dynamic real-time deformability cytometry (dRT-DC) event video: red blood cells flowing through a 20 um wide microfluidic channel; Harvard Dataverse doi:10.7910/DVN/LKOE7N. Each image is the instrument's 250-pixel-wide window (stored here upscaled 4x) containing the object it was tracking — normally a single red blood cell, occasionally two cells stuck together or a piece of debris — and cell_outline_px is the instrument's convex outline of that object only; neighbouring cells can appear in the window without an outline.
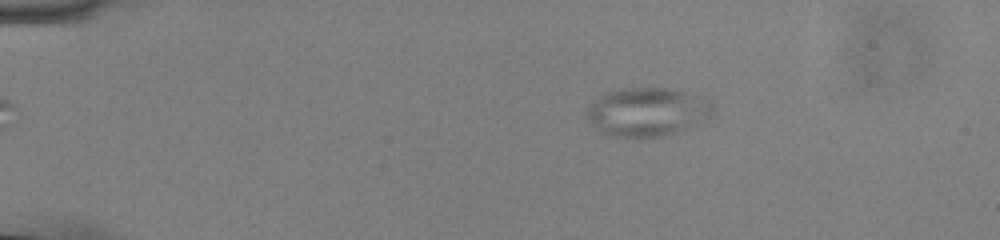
{"species": "common noctule bat (a hibernating species)", "species_latin": "Nyctalus noctula", "temperature_condition": "cold", "stored_images_in_passage": 55, "camera_frame_rate_fps": 3000, "um_per_image_px": 0.085, "animal": {"sex": "male", "body_mass_g": 13.0, "forearm_length_mm": 53.1}, "frame": {"image": 1, "passage_image": 10, "time_ms": 3.0, "image_size_px": [1000, 240], "cell_outline_px": [[716, 108], [708, 116], [692, 128], [660, 136], [608, 136], [600, 132], [592, 124], [588, 116], [588, 104], [604, 92], [624, 88], [676, 88], [708, 96], [712, 100]], "centroid_in_image_um": [55.1, 9.47], "position_along_channel_um": 29.9, "area_um2": 36.3}}
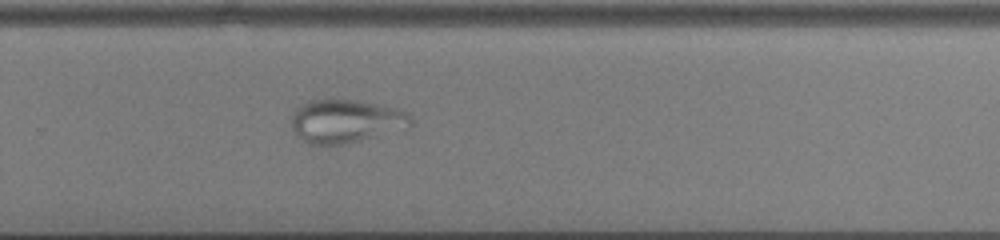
{"frame": {"image": 2, "passage_image": 38, "time_ms": 12.333, "image_size_px": [1000, 240], "cell_outline_px": [[412, 124], [408, 128], [344, 144], [308, 144], [296, 136], [292, 128], [292, 112], [296, 108], [312, 100], [356, 100], [396, 108], [408, 112], [412, 116]], "centroid_in_image_um": [29.4, 10.3], "position_along_channel_um": 300.4, "area_um2": 30.06}}
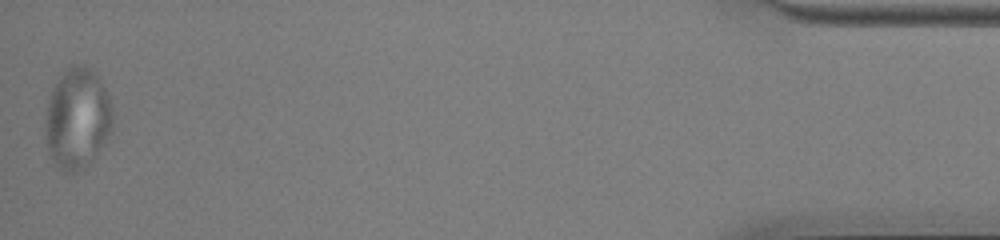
{"frame": {"image": 3, "passage_image": 55, "time_ms": 18.0, "image_size_px": [1000, 240], "cell_outline_px": [[112, 132], [88, 164], [76, 172], [68, 172], [60, 168], [56, 164], [48, 152], [44, 136], [44, 124], [48, 96], [52, 88], [60, 76], [72, 64], [84, 64], [92, 68], [96, 72], [112, 104]], "centroid_in_image_um": [6.55, 10.03], "position_along_channel_um": 428.6, "area_um2": 39.88}}